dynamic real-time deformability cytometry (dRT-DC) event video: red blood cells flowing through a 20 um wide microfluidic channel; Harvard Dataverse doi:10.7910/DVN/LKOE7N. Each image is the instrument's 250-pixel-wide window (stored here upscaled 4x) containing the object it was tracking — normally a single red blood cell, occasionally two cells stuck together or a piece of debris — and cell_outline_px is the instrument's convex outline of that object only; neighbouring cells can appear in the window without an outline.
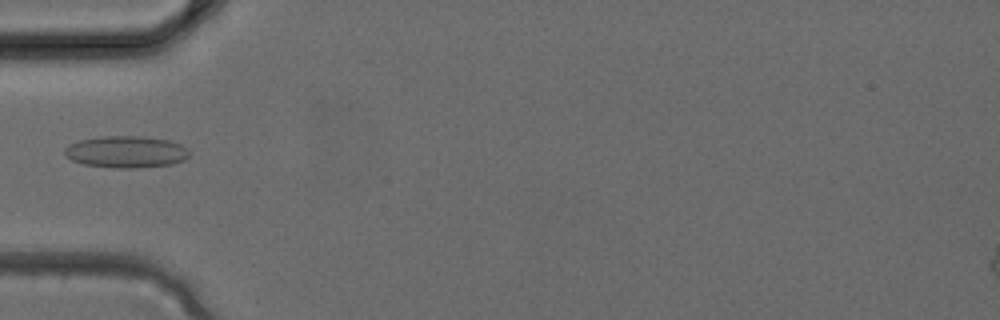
{"species": "common noctule bat (a hibernating species)", "species_latin": "Nyctalus noctula", "temperature_condition": "cold", "stored_images_in_passage": 3, "camera_frame_rate_fps": 3000, "um_per_image_px": 0.085, "animal": {"sex": "female", "body_mass_g": 24.6, "forearm_length_mm": 56.2}, "frame": {"image": 1, "passage_image": 3, "time_ms": 0.667, "image_size_px": [1000, 320], "cell_outline_px": [[188, 156], [184, 160], [172, 164], [140, 168], [116, 168], [84, 164], [72, 160], [64, 156], [64, 148], [80, 140], [100, 136], [144, 136], [168, 140], [180, 144], [188, 148]], "centroid_in_image_um": [10.73, 12.91], "position_along_channel_um": 74.3, "area_um2": 23.18}}